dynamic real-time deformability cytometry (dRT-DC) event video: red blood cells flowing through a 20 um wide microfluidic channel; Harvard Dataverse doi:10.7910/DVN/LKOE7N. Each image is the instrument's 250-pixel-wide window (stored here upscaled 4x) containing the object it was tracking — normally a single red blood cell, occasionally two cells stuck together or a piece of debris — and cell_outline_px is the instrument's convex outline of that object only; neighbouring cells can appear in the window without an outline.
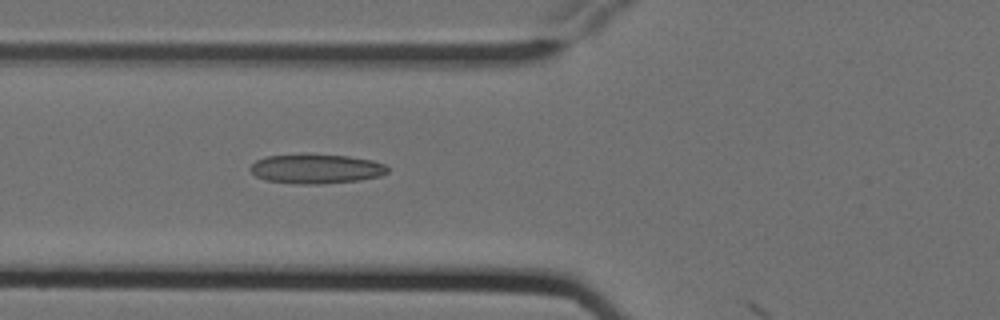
{"species": "Egyptian fruit bat (a non-hibernating species)", "species_latin": "Rousettus aegyptiacus", "temperature_condition": "cold", "stored_images_in_passage": 7, "camera_frame_rate_fps": 3000, "um_per_image_px": 0.085, "animal": {"sex": "female"}, "frame": {"image": 1, "passage_image": 7, "time_ms": 2.0, "image_size_px": [1000, 320], "cell_outline_px": [[388, 172], [380, 176], [360, 180], [324, 184], [300, 184], [264, 180], [256, 176], [248, 168], [256, 160], [268, 156], [348, 156], [372, 160], [384, 164], [388, 168]], "centroid_in_image_um": [26.89, 14.38], "position_along_channel_um": 98.9, "area_um2": 23.0}}